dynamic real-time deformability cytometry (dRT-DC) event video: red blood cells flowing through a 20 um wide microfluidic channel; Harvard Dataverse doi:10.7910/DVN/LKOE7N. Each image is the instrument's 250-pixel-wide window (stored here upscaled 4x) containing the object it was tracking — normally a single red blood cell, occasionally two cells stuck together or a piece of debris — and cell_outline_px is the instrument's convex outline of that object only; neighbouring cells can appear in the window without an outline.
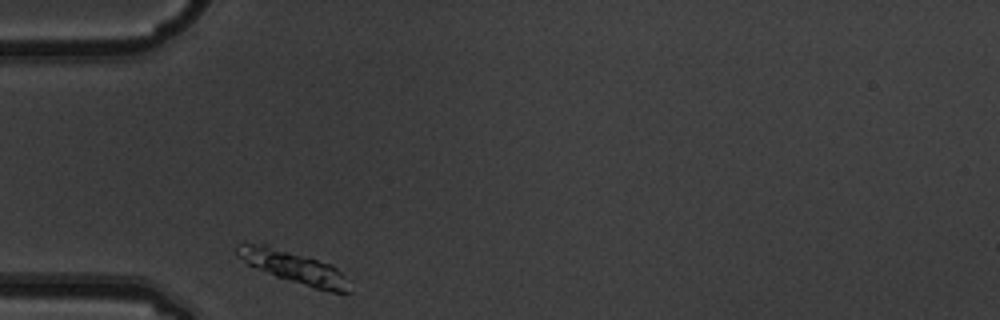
{"species": "common noctule bat (a hibernating species)", "species_latin": "Nyctalus noctula", "temperature_condition": "warm", "stored_images_in_passage": 2, "camera_frame_rate_fps": 3000, "um_per_image_px": 0.085, "animal": {"sex": "male", "body_mass_g": 19.5, "forearm_length_mm": 54.6}, "frame": {"image": 1, "passage_image": 1, "time_ms": 0.0, "image_size_px": [1000, 320], "cell_outline_px": [[352, 292], [332, 292], [316, 288], [276, 276], [248, 264], [236, 256], [236, 244], [240, 240], [244, 240], [260, 244], [332, 264], [352, 280]], "centroid_in_image_um": [25.0, 22.71], "position_along_channel_um": 60.0, "area_um2": 21.04}}